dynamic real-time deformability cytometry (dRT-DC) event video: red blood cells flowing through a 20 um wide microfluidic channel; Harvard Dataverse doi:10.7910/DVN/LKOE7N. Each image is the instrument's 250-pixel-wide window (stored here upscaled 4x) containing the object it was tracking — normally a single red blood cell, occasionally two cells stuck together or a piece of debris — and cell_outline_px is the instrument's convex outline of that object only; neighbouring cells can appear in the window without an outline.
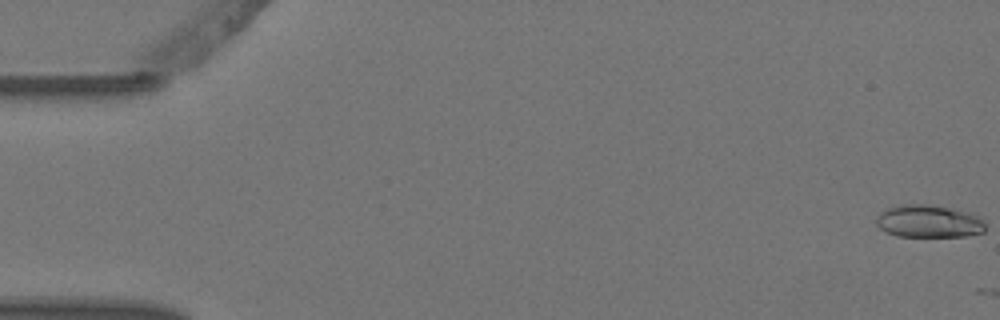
{"species": "Egyptian fruit bat (a non-hibernating species)", "species_latin": "Rousettus aegyptiacus", "temperature_condition": "warm", "stored_images_in_passage": 6, "camera_frame_rate_fps": 3000, "um_per_image_px": 0.085, "animal": {"sex": "female"}, "frame": {"image": 1, "passage_image": 1, "time_ms": 0.0, "image_size_px": [1000, 320], "cell_outline_px": [[984, 232], [968, 236], [896, 236], [884, 232], [876, 224], [876, 216], [884, 208], [904, 204], [924, 204], [948, 208], [968, 212], [980, 216], [984, 220]], "centroid_in_image_um": [78.91, 18.81], "position_along_channel_um": 6.1, "area_um2": 20.87}}